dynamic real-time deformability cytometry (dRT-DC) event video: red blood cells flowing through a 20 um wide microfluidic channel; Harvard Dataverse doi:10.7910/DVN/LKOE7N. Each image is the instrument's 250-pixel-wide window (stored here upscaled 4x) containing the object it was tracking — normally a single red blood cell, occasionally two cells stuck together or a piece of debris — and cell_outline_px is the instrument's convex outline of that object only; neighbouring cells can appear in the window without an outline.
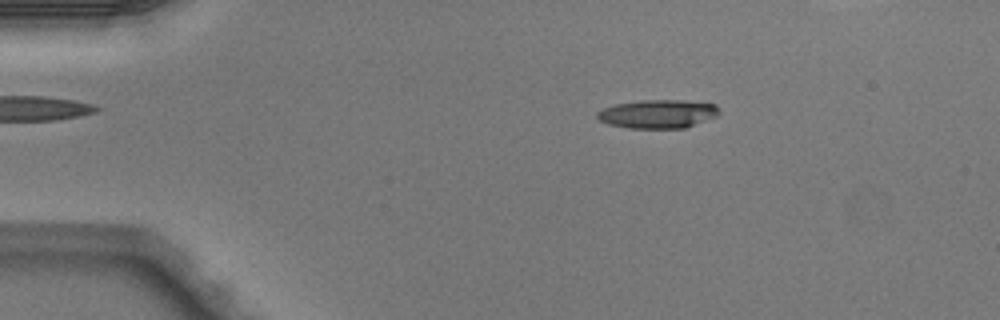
{"species": "Egyptian fruit bat (a non-hibernating species)", "species_latin": "Rousettus aegyptiacus", "temperature_condition": "warm", "stored_images_in_passage": 4, "camera_frame_rate_fps": 3000, "um_per_image_px": 0.085, "animal": {"sex": "male"}, "frame": {"image": 1, "passage_image": 2, "time_ms": 0.333, "image_size_px": [1000, 320], "cell_outline_px": [[720, 112], [716, 116], [684, 128], [628, 128], [608, 124], [600, 120], [596, 116], [596, 112], [604, 108], [616, 104], [640, 100], [680, 100], [716, 104], [720, 108]], "centroid_in_image_um": [55.91, 9.68], "position_along_channel_um": 29.1, "area_um2": 20.23}}